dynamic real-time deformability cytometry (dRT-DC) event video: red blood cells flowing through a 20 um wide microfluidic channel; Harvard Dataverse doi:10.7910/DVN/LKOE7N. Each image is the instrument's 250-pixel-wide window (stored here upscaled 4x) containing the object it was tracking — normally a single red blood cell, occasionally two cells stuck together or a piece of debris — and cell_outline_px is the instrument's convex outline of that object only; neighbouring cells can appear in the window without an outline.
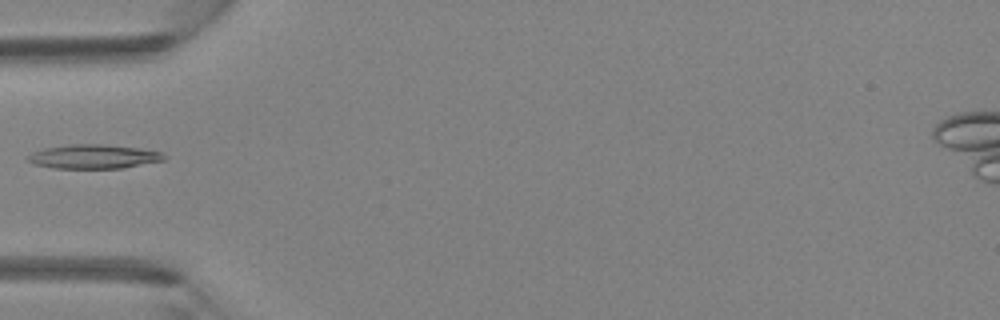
{"species": "Egyptian fruit bat (a non-hibernating species)", "species_latin": "Rousettus aegyptiacus", "temperature_condition": "room temperature", "stored_images_in_passage": 4, "camera_frame_rate_fps": 3000, "um_per_image_px": 0.085, "animal": {"sex": "female"}, "frame": {"image": 1, "passage_image": 4, "time_ms": 1.0, "image_size_px": [1000, 320], "cell_outline_px": [[168, 156], [164, 160], [124, 168], [52, 168], [32, 164], [24, 160], [32, 152], [44, 148], [68, 144], [100, 144], [140, 148], [164, 152]], "centroid_in_image_um": [7.95, 13.31], "position_along_channel_um": 77.0, "area_um2": 19.42}}